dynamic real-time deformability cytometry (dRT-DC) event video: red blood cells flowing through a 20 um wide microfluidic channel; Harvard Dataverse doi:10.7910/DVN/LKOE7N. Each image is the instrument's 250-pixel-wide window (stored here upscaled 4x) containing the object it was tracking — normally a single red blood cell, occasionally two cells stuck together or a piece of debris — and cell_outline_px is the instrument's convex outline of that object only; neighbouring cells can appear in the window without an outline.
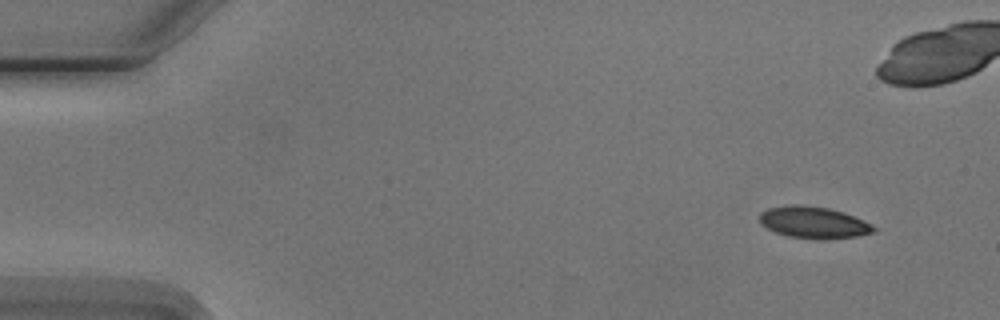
{"species": "Egyptian fruit bat (a non-hibernating species)", "species_latin": "Rousettus aegyptiacus", "temperature_condition": "cold", "stored_images_in_passage": 8, "camera_frame_rate_fps": 3000, "um_per_image_px": 0.085, "animal": {"sex": "male"}, "frame": {"image": 1, "passage_image": 1, "time_ms": 0.0, "image_size_px": [1000, 320], "cell_outline_px": [[880, 228], [876, 232], [856, 236], [824, 240], [816, 240], [788, 236], [776, 232], [760, 224], [760, 212], [768, 208], [792, 204], [800, 204], [828, 208], [844, 212], [864, 220]], "centroid_in_image_um": [69.2, 18.92], "position_along_channel_um": 15.8, "area_um2": 21.44}}
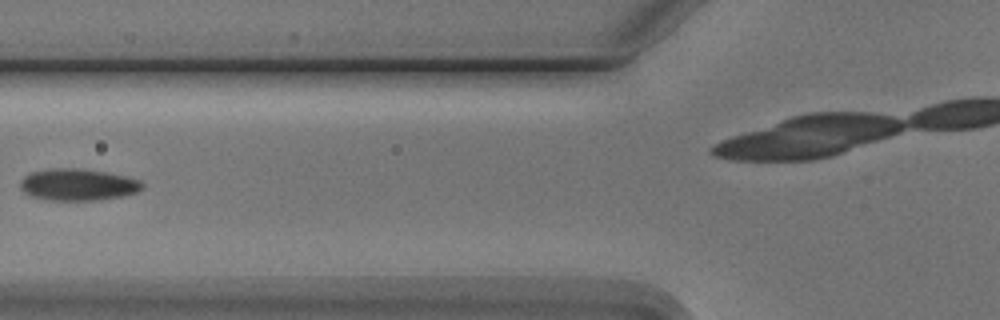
{"frame": {"image": 2, "passage_image": 6, "time_ms": 5.667, "image_size_px": [1000, 320], "cell_outline_px": [[144, 188], [136, 192], [124, 196], [96, 200], [48, 200], [28, 196], [20, 188], [20, 180], [24, 176], [32, 172], [52, 168], [80, 168], [108, 172], [140, 180], [144, 184]], "centroid_in_image_um": [6.61, 15.69], "position_along_channel_um": 119.2, "area_um2": 22.83}}
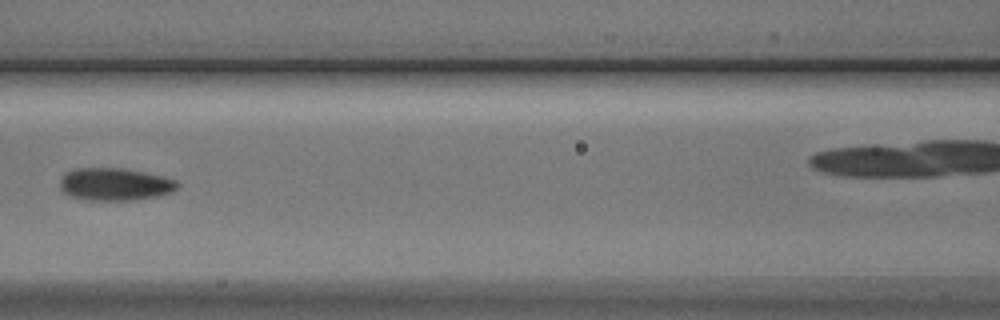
{"frame": {"image": 3, "passage_image": 7, "time_ms": 6.667, "image_size_px": [1000, 320], "cell_outline_px": [[180, 184], [172, 192], [156, 196], [132, 200], [84, 200], [68, 196], [60, 188], [60, 180], [64, 172], [76, 168], [124, 168], [164, 176], [176, 180]], "centroid_in_image_um": [9.73, 15.66], "position_along_channel_um": 156.9, "area_um2": 22.48}}